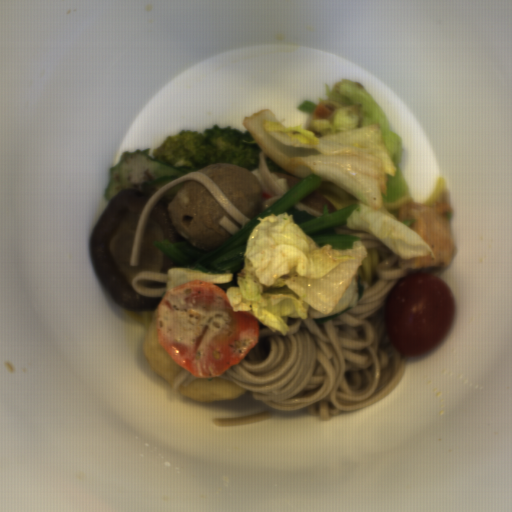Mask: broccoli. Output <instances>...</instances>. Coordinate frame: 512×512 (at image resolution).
<instances>
[{
	"instance_id": "1",
	"label": "broccoli",
	"mask_w": 512,
	"mask_h": 512,
	"mask_svg": "<svg viewBox=\"0 0 512 512\" xmlns=\"http://www.w3.org/2000/svg\"><path fill=\"white\" fill-rule=\"evenodd\" d=\"M261 151L248 129L214 124L202 132L181 129L169 134L153 149L152 158L188 173L218 163H229L252 172L259 168Z\"/></svg>"
}]
</instances>
